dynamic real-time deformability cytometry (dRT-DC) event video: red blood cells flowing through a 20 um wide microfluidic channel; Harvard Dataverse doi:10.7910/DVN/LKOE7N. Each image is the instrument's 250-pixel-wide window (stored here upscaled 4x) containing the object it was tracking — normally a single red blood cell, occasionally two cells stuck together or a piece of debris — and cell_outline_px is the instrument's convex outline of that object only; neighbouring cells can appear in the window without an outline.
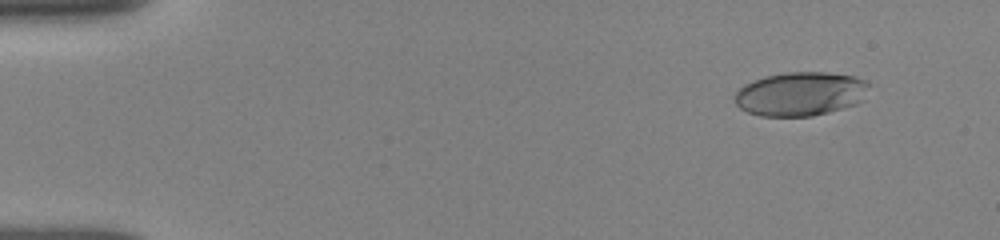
{"species": "human", "species_latin": "Homo sapiens", "temperature_condition": "room temperature", "stored_images_in_passage": 11, "camera_frame_rate_fps": 3000, "um_per_image_px": 0.085, "donor": {"sex": "female"}, "frame": {"image": 1, "passage_image": 1, "time_ms": 0.0, "image_size_px": [1000, 240], "cell_outline_px": [[868, 84], [860, 100], [856, 104], [828, 112], [812, 116], [760, 116], [748, 112], [740, 108], [736, 104], [736, 92], [744, 84], [764, 76], [784, 72], [828, 72], [856, 76], [868, 80]], "centroid_in_image_um": [68.02, 7.96], "position_along_channel_um": 17.0, "area_um2": 34.22}}
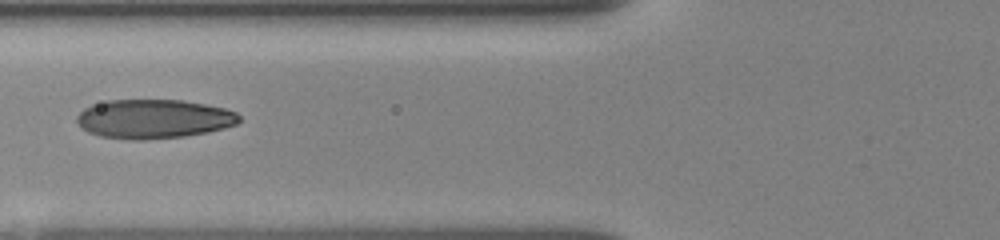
{"frame": {"image": 2, "passage_image": 8, "time_ms": 5.333, "image_size_px": [1000, 240], "cell_outline_px": [[240, 120], [236, 124], [224, 128], [208, 132], [184, 136], [144, 140], [128, 140], [100, 136], [88, 132], [80, 128], [76, 120], [76, 116], [84, 108], [92, 104], [108, 100], [184, 100], [224, 108], [236, 112], [240, 116]], "centroid_in_image_um": [13.03, 10.11], "position_along_channel_um": 112.8, "area_um2": 37.22}}
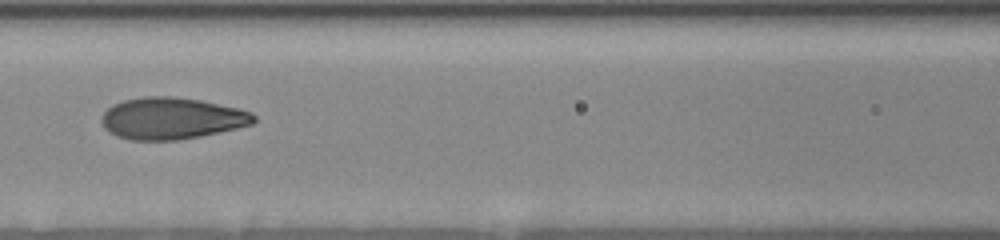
{"frame": {"image": 3, "passage_image": 11, "time_ms": 6.333, "image_size_px": [1000, 240], "cell_outline_px": [[256, 120], [252, 124], [236, 128], [200, 136], [176, 140], [132, 140], [116, 136], [104, 128], [100, 120], [104, 112], [112, 104], [124, 100], [144, 96], [172, 96], [200, 100], [240, 108], [252, 112], [256, 116]], "centroid_in_image_um": [14.58, 10.05], "position_along_channel_um": 152.0, "area_um2": 37.11}}